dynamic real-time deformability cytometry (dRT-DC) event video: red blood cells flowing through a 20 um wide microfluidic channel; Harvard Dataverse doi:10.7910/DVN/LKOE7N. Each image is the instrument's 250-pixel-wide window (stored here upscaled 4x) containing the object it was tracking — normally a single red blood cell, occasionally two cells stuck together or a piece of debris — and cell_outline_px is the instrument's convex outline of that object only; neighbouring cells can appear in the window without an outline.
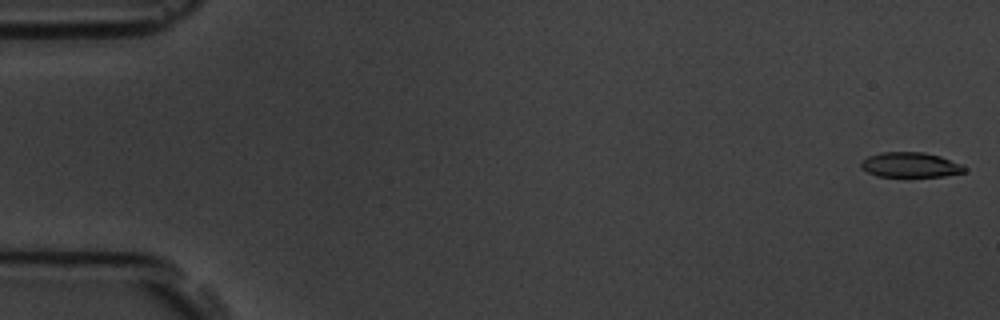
{"species": "common noctule bat (a hibernating species)", "species_latin": "Nyctalus noctula", "temperature_condition": "room temperature", "stored_images_in_passage": 5, "camera_frame_rate_fps": 3000, "um_per_image_px": 0.085, "animal": {"sex": "male", "body_mass_g": 19.5, "forearm_length_mm": 54.6}, "frame": {"image": 1, "passage_image": 1, "time_ms": 0.0, "image_size_px": [1000, 320], "cell_outline_px": [[968, 168], [964, 172], [944, 176], [876, 176], [860, 168], [860, 164], [868, 156], [880, 152], [924, 152], [940, 156], [960, 164]], "centroid_in_image_um": [77.36, 14.01], "position_along_channel_um": 7.6, "area_um2": 14.97}}
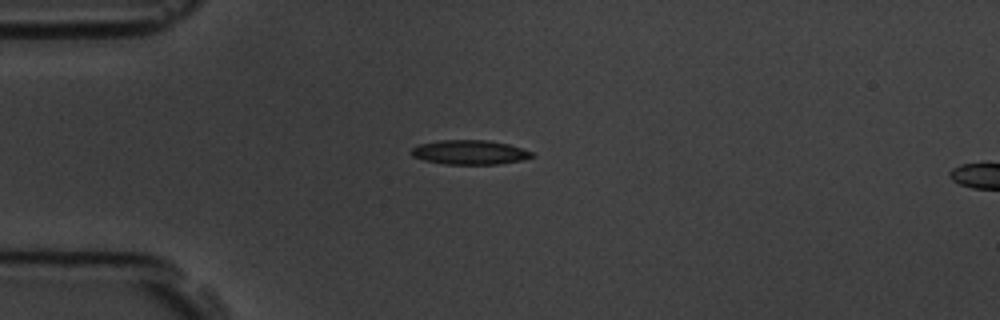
{"frame": {"image": 2, "passage_image": 4, "time_ms": 4.333, "image_size_px": [1000, 320], "cell_outline_px": [[536, 156], [520, 160], [500, 164], [444, 164], [424, 160], [412, 156], [408, 152], [412, 148], [420, 144], [440, 140], [488, 140], [508, 144], [532, 152]], "centroid_in_image_um": [39.89, 12.94], "position_along_channel_um": 45.1, "area_um2": 17.11}}